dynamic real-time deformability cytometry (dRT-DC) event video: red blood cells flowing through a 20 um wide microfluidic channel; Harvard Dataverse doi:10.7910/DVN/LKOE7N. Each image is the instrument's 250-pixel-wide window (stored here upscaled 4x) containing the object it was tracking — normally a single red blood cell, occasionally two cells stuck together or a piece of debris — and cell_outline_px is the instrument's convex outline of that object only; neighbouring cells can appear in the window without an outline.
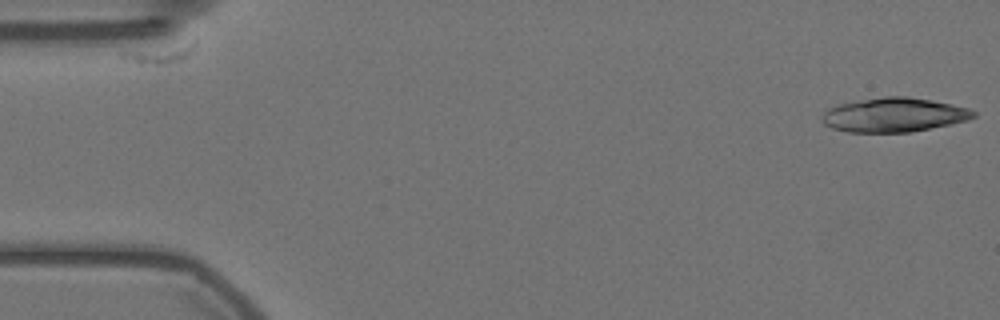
{"species": "Egyptian fruit bat (a non-hibernating species)", "species_latin": "Rousettus aegyptiacus", "temperature_condition": "warm", "stored_images_in_passage": 55, "camera_frame_rate_fps": 3000, "um_per_image_px": 0.085, "animal": {"sex": "female"}, "frame": {"image": 1, "passage_image": 1, "time_ms": 0.0, "image_size_px": [1000, 320], "cell_outline_px": [[976, 116], [968, 120], [952, 124], [912, 132], [848, 132], [832, 128], [824, 124], [820, 116], [828, 108], [836, 104], [884, 96], [908, 96], [932, 100], [968, 108], [976, 112]], "centroid_in_image_um": [75.97, 9.76], "position_along_channel_um": 9.0, "area_um2": 30.4}}
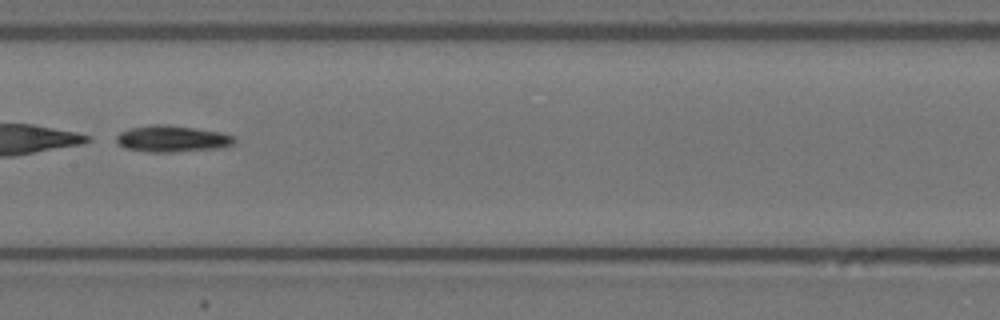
{"frame": {"image": 2, "passage_image": 28, "time_ms": 9.0, "image_size_px": [1000, 320], "cell_outline_px": [[236, 144], [224, 148], [172, 152], [148, 152], [124, 148], [116, 140], [116, 136], [120, 132], [128, 128], [152, 124], [168, 124], [224, 132], [232, 136], [236, 140]], "centroid_in_image_um": [14.68, 11.79], "position_along_channel_um": 192.7, "area_um2": 18.61}}